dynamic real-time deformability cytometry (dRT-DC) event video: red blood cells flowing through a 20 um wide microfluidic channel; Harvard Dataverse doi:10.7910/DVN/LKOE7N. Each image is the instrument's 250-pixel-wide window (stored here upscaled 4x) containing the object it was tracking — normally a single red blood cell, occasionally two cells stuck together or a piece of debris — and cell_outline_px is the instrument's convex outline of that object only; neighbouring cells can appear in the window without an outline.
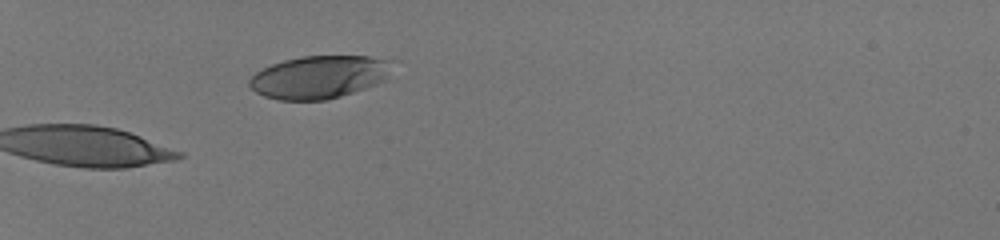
{"species": "human", "species_latin": "Homo sapiens", "temperature_condition": "room temperature", "stored_images_in_passage": 22, "camera_frame_rate_fps": 3000, "um_per_image_px": 0.085, "donor": {"sex": "male"}, "frame": {"image": 1, "passage_image": 1, "time_ms": 0.0, "image_size_px": [1000, 240], "cell_outline_px": [[400, 60], [384, 80], [376, 84], [328, 100], [280, 100], [264, 96], [256, 92], [248, 84], [248, 80], [256, 72], [272, 64], [284, 60], [300, 56], [368, 56]], "centroid_in_image_um": [27.21, 6.52], "position_along_channel_um": 57.8, "area_um2": 36.01}}
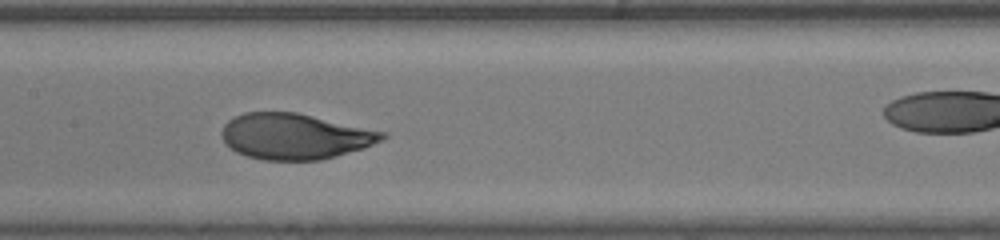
{"frame": {"image": 2, "passage_image": 9, "time_ms": 2.667, "image_size_px": [1000, 240], "cell_outline_px": [[388, 136], [364, 148], [336, 156], [320, 160], [264, 160], [248, 156], [236, 152], [224, 144], [220, 132], [224, 124], [228, 120], [244, 112], [296, 112], [388, 132]], "centroid_in_image_um": [25.05, 11.58], "position_along_channel_um": 182.4, "area_um2": 43.0}}
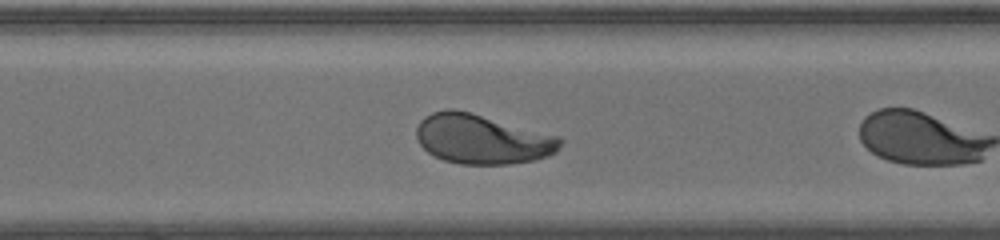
{"frame": {"image": 3, "passage_image": 17, "time_ms": 5.333, "image_size_px": [1000, 240], "cell_outline_px": [[564, 140], [556, 152], [548, 156], [536, 160], [508, 164], [460, 164], [444, 160], [428, 152], [416, 140], [416, 128], [420, 120], [424, 116], [432, 112], [448, 108], [456, 108], [472, 112], [560, 136]], "centroid_in_image_um": [40.98, 11.81], "position_along_channel_um": 329.6, "area_um2": 42.02}}